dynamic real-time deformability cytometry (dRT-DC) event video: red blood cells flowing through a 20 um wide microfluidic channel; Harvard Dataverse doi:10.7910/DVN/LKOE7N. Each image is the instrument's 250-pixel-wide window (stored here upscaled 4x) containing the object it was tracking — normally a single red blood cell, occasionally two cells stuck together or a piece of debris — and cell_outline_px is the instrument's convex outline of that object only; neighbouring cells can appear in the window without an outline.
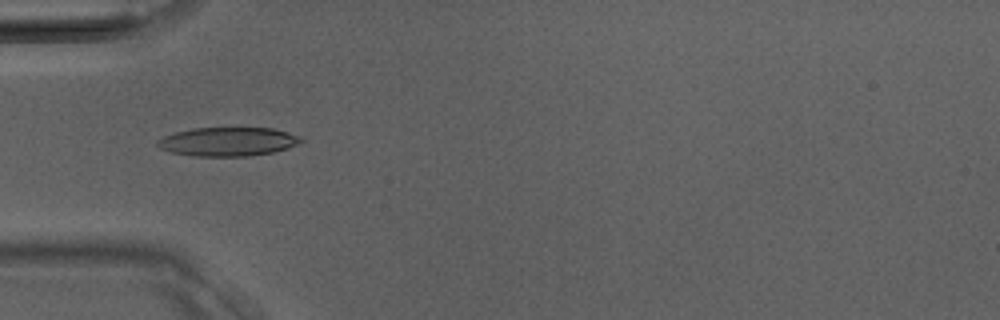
{"species": "Egyptian fruit bat (a non-hibernating species)", "species_latin": "Rousettus aegyptiacus", "temperature_condition": "room temperature", "stored_images_in_passage": 39, "camera_frame_rate_fps": 3000, "um_per_image_px": 0.085, "animal": {"sex": "male"}, "frame": {"image": 1, "passage_image": 12, "time_ms": 3.667, "image_size_px": [1000, 320], "cell_outline_px": [[304, 140], [288, 148], [272, 152], [248, 156], [192, 156], [172, 152], [160, 148], [156, 144], [156, 140], [164, 136], [176, 132], [192, 128], [272, 128], [300, 136]], "centroid_in_image_um": [19.35, 12.04], "position_along_channel_um": 65.7, "area_um2": 23.99}}
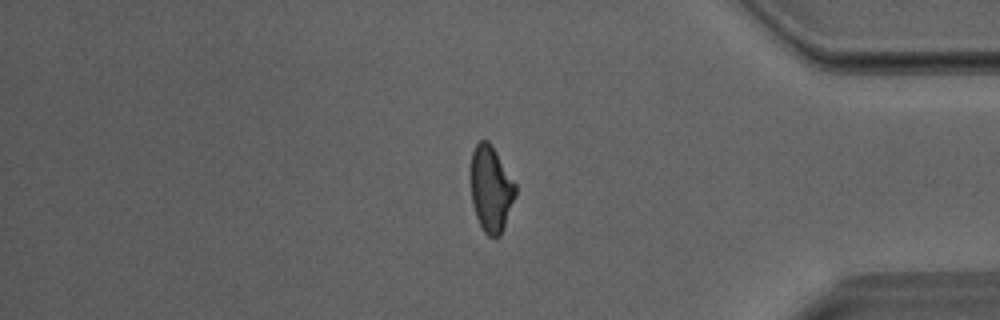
{"frame": {"image": 2, "passage_image": 32, "time_ms": 10.333, "image_size_px": [1000, 320], "cell_outline_px": [[516, 196], [500, 236], [488, 236], [484, 232], [476, 216], [472, 204], [472, 152], [476, 144], [480, 140], [488, 140], [492, 144], [516, 184]], "centroid_in_image_um": [41.75, 16.04], "position_along_channel_um": 393.4, "area_um2": 22.2}}
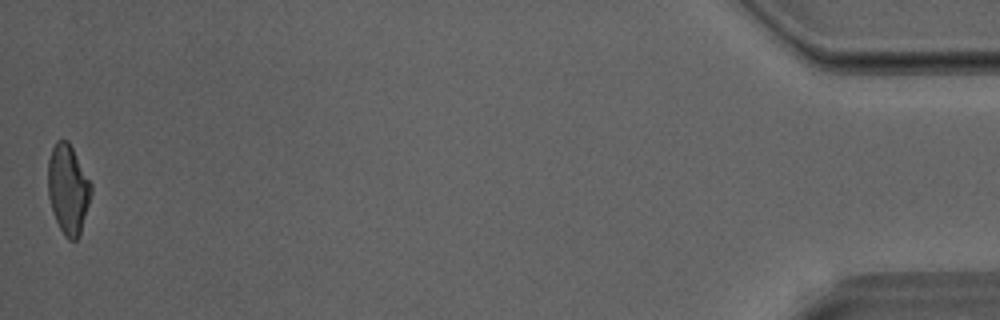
{"frame": {"image": 3, "passage_image": 38, "time_ms": 12.333, "image_size_px": [1000, 320], "cell_outline_px": [[92, 192], [80, 232], [76, 240], [68, 240], [64, 236], [56, 220], [48, 196], [48, 160], [52, 148], [56, 140], [68, 140], [92, 184]], "centroid_in_image_um": [5.78, 16.06], "position_along_channel_um": 429.4, "area_um2": 22.31}}